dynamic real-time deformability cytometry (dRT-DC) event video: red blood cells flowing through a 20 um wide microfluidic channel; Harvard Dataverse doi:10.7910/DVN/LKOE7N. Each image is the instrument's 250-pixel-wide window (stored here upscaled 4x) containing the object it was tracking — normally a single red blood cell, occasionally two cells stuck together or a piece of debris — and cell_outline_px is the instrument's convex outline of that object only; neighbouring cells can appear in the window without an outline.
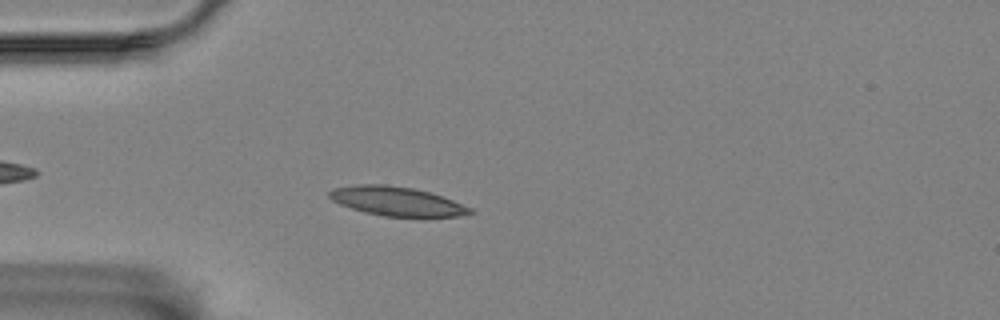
{"species": "Egyptian fruit bat (a non-hibernating species)", "species_latin": "Rousettus aegyptiacus", "temperature_condition": "room temperature", "stored_images_in_passage": 9, "camera_frame_rate_fps": 3000, "um_per_image_px": 0.085, "animal": {"sex": "female"}, "frame": {"image": 1, "passage_image": 4, "time_ms": 1.0, "image_size_px": [1000, 320], "cell_outline_px": [[476, 212], [460, 216], [424, 220], [384, 216], [364, 212], [340, 204], [332, 200], [328, 196], [328, 192], [332, 188], [356, 184], [384, 184], [412, 188], [428, 192], [452, 200], [472, 208]], "centroid_in_image_um": [33.79, 17.16], "position_along_channel_um": 51.2, "area_um2": 24.74}}